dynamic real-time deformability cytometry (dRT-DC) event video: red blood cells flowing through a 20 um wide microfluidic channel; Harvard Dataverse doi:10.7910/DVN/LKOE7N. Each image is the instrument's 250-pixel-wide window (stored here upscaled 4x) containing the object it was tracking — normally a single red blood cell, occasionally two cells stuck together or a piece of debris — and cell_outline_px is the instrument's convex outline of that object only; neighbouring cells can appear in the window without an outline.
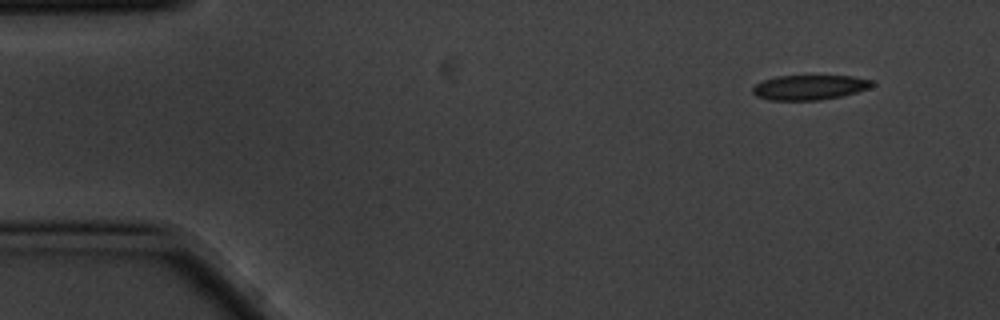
{"species": "common noctule bat (a hibernating species)", "species_latin": "Nyctalus noctula", "temperature_condition": "cold", "stored_images_in_passage": 6, "camera_frame_rate_fps": 3000, "um_per_image_px": 0.085, "animal": {"sex": "male", "body_mass_g": 20.1, "forearm_length_mm": 53.5}, "frame": {"image": 1, "passage_image": 6, "time_ms": 1.667, "image_size_px": [1000, 320], "cell_outline_px": [[876, 84], [868, 88], [856, 92], [840, 96], [820, 100], [768, 100], [756, 96], [752, 92], [752, 88], [756, 84], [764, 80], [776, 76], [852, 76], [876, 80]], "centroid_in_image_um": [68.83, 7.42], "position_along_channel_um": 16.2, "area_um2": 17.34}}